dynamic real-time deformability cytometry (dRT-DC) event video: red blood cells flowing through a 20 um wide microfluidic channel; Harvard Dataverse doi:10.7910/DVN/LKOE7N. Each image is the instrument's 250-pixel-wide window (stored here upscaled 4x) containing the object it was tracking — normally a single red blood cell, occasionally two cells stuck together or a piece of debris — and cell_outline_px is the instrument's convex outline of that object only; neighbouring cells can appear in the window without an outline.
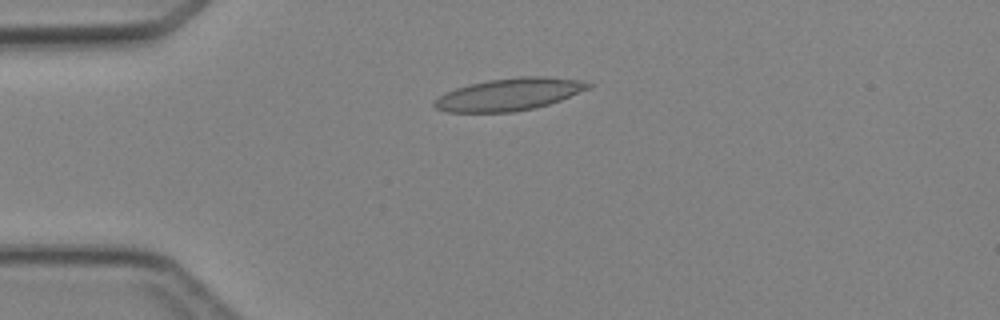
{"species": "Egyptian fruit bat (a non-hibernating species)", "species_latin": "Rousettus aegyptiacus", "temperature_condition": "cold", "stored_images_in_passage": 4, "camera_frame_rate_fps": 3000, "um_per_image_px": 0.085, "animal": {"sex": "female"}, "frame": {"image": 1, "passage_image": 2, "time_ms": 1.333, "image_size_px": [1000, 320], "cell_outline_px": [[592, 88], [560, 100], [548, 104], [532, 108], [512, 112], [448, 112], [436, 108], [432, 104], [432, 100], [444, 92], [468, 84], [488, 80], [520, 76], [548, 76], [584, 80], [592, 84]], "centroid_in_image_um": [43.28, 8.0], "position_along_channel_um": 41.7, "area_um2": 29.25}}
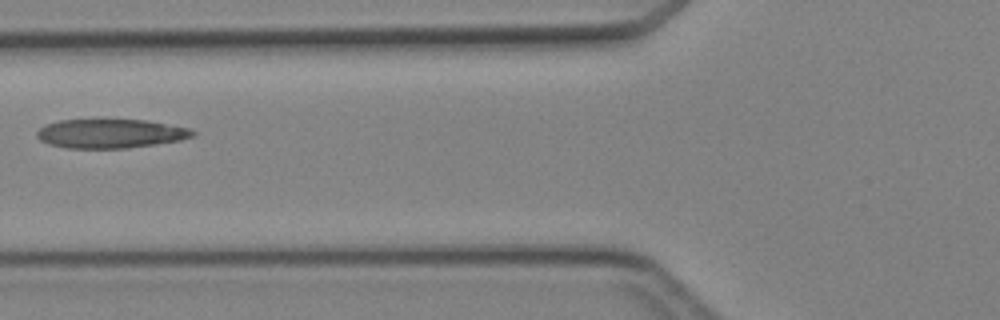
{"frame": {"image": 2, "passage_image": 4, "time_ms": 3.667, "image_size_px": [1000, 320], "cell_outline_px": [[196, 132], [192, 136], [180, 140], [156, 144], [128, 148], [64, 148], [48, 144], [40, 140], [36, 136], [36, 132], [44, 124], [60, 120], [144, 120], [188, 128]], "centroid_in_image_um": [9.33, 11.36], "position_along_channel_um": 116.5, "area_um2": 26.24}}